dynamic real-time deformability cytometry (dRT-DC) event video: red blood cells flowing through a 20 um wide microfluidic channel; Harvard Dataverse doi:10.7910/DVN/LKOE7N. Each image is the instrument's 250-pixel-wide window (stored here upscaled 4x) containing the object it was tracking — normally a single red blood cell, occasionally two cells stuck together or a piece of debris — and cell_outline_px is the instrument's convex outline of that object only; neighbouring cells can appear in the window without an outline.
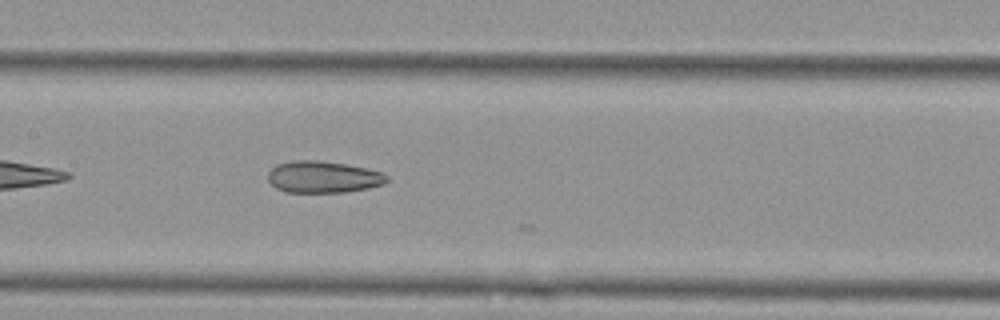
{"species": "Egyptian fruit bat (a non-hibernating species)", "species_latin": "Rousettus aegyptiacus", "temperature_condition": "cold", "stored_images_in_passage": 12, "camera_frame_rate_fps": 3000, "um_per_image_px": 0.085, "animal": {"sex": "female"}, "frame": {"image": 1, "passage_image": 11, "time_ms": 3.333, "image_size_px": [1000, 320], "cell_outline_px": [[388, 180], [384, 184], [368, 188], [344, 192], [284, 192], [276, 188], [268, 180], [268, 172], [276, 164], [292, 160], [316, 160], [348, 164], [368, 168], [380, 172], [388, 176]], "centroid_in_image_um": [27.46, 15.03], "position_along_channel_um": 179.9, "area_um2": 22.14}}